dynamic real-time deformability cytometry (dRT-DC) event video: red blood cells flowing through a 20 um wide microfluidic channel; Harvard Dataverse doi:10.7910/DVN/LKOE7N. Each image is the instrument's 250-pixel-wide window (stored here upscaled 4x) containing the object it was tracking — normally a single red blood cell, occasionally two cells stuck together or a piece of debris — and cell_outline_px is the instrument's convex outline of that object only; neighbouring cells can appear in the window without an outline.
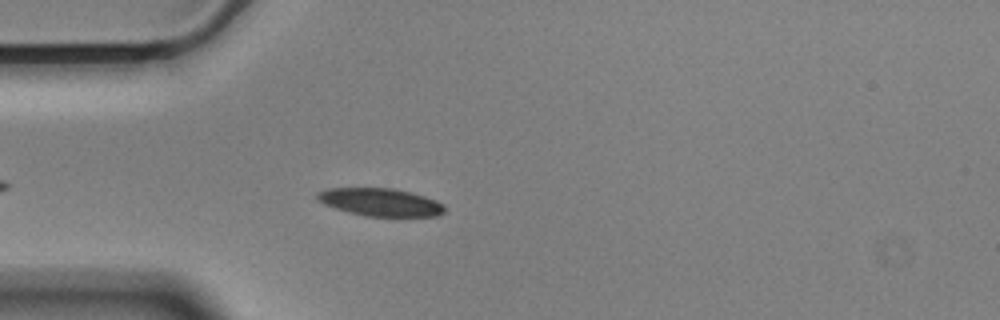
{"species": "Egyptian fruit bat (a non-hibernating species)", "species_latin": "Rousettus aegyptiacus", "temperature_condition": "cold", "stored_images_in_passage": 23, "camera_frame_rate_fps": 3000, "um_per_image_px": 0.085, "animal": {"sex": "male"}, "frame": {"image": 1, "passage_image": 6, "time_ms": 1.667, "image_size_px": [1000, 320], "cell_outline_px": [[444, 212], [436, 216], [364, 216], [348, 212], [324, 204], [316, 200], [316, 192], [328, 188], [392, 188], [412, 192], [436, 200], [444, 204]], "centroid_in_image_um": [32.31, 17.18], "position_along_channel_um": 52.7, "area_um2": 20.69}}
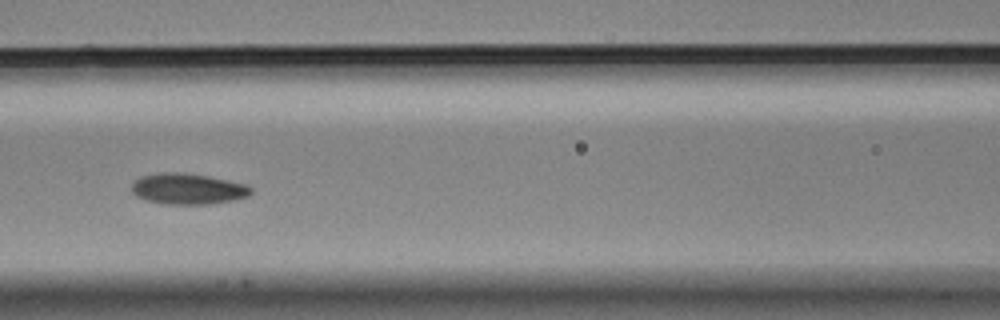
{"frame": {"image": 2, "passage_image": 15, "time_ms": 4.667, "image_size_px": [1000, 320], "cell_outline_px": [[252, 192], [248, 196], [236, 200], [212, 204], [164, 204], [144, 200], [136, 196], [132, 192], [132, 184], [140, 176], [160, 172], [176, 172], [208, 176], [248, 184], [252, 188]], "centroid_in_image_um": [15.98, 16.06], "position_along_channel_um": 150.6, "area_um2": 21.73}}
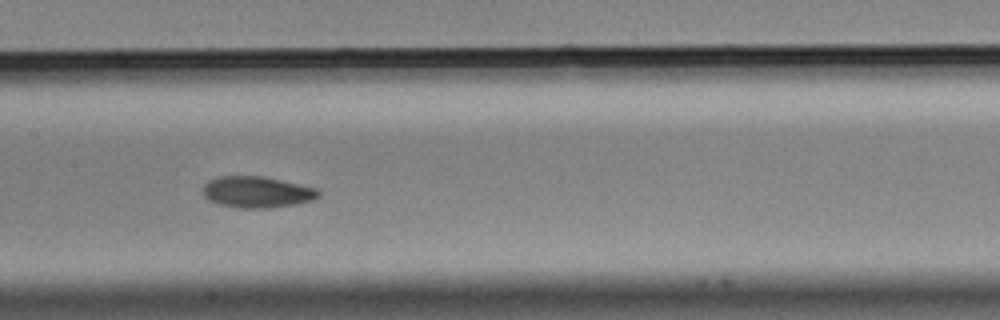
{"frame": {"image": 3, "passage_image": 18, "time_ms": 5.667, "image_size_px": [1000, 320], "cell_outline_px": [[320, 196], [312, 200], [296, 204], [268, 208], [236, 208], [216, 204], [208, 200], [200, 192], [204, 184], [208, 180], [216, 176], [264, 176], [316, 188], [320, 192]], "centroid_in_image_um": [21.77, 16.33], "position_along_channel_um": 185.6, "area_um2": 21.44}}